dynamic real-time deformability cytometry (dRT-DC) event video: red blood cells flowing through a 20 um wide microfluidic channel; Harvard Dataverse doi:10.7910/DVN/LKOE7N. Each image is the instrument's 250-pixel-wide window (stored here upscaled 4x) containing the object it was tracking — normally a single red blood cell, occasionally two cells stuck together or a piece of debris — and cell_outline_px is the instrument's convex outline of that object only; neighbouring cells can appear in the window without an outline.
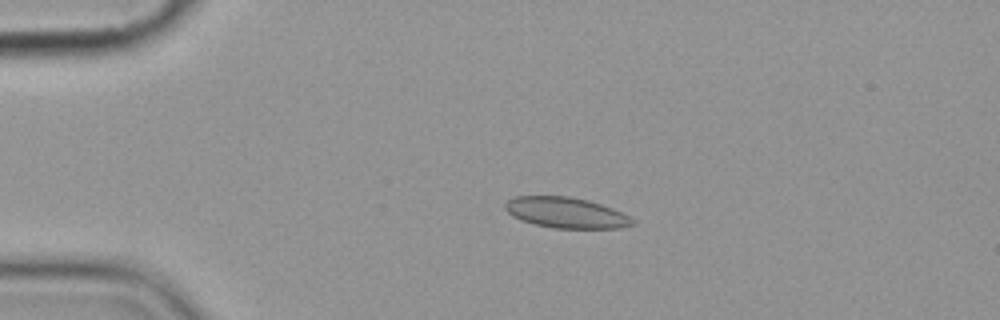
{"species": "common noctule bat (a hibernating species)", "species_latin": "Nyctalus noctula", "temperature_condition": "cold", "stored_images_in_passage": 6, "camera_frame_rate_fps": 3000, "um_per_image_px": 0.085, "animal": {"sex": "female", "body_mass_g": 19.9}, "frame": {"image": 1, "passage_image": 4, "time_ms": 3.333, "image_size_px": [1000, 320], "cell_outline_px": [[636, 224], [620, 228], [552, 228], [520, 220], [512, 216], [504, 208], [504, 204], [508, 200], [516, 196], [568, 196], [588, 200], [612, 208], [636, 220]], "centroid_in_image_um": [48.11, 18.08], "position_along_channel_um": 36.9, "area_um2": 22.77}}